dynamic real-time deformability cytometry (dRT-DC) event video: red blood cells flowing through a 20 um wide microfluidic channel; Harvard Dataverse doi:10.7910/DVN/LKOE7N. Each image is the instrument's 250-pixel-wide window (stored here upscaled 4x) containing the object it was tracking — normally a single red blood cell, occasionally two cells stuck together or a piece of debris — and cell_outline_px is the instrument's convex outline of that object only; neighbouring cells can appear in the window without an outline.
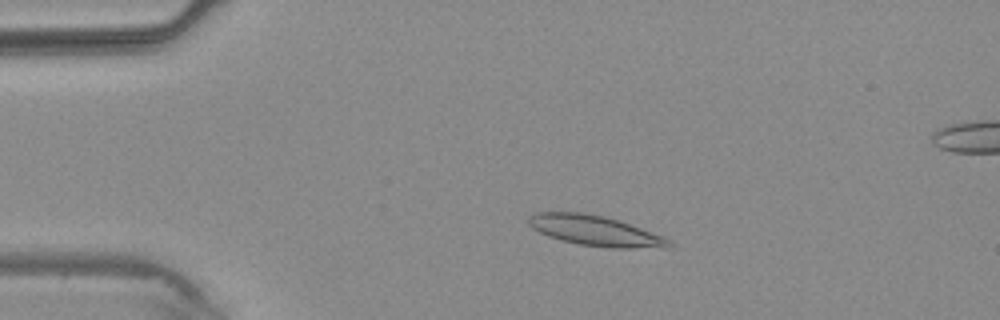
{"species": "common noctule bat (a hibernating species)", "species_latin": "Nyctalus noctula", "temperature_condition": "warm", "stored_images_in_passage": 4, "camera_frame_rate_fps": 3000, "um_per_image_px": 0.085, "animal": {"sex": "male", "body_mass_g": 20.4}, "frame": {"image": 1, "passage_image": 2, "time_ms": 1.0, "image_size_px": [1000, 320], "cell_outline_px": [[672, 248], [608, 248], [580, 244], [560, 240], [548, 236], [532, 228], [528, 224], [528, 216], [536, 212], [584, 212], [604, 216], [664, 236], [672, 240]], "centroid_in_image_um": [50.61, 19.62], "position_along_channel_um": 34.4, "area_um2": 24.85}}